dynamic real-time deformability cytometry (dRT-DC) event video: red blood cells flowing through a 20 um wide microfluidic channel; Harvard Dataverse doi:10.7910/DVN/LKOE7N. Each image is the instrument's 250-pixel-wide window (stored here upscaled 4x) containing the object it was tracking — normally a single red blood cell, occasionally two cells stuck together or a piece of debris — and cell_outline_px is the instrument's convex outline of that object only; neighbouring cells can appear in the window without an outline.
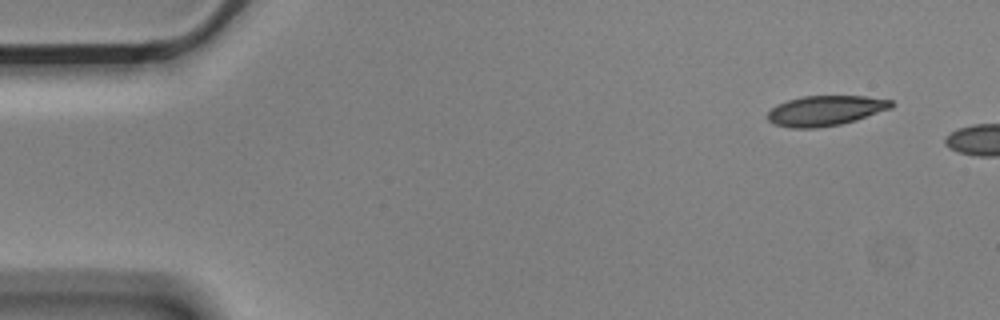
{"species": "Egyptian fruit bat (a non-hibernating species)", "species_latin": "Rousettus aegyptiacus", "temperature_condition": "cold", "stored_images_in_passage": 6, "camera_frame_rate_fps": 3000, "um_per_image_px": 0.085, "animal": {"sex": "male"}, "frame": {"image": 1, "passage_image": 1, "time_ms": 0.0, "image_size_px": [1000, 320], "cell_outline_px": [[892, 108], [856, 120], [840, 124], [816, 128], [792, 128], [776, 124], [768, 120], [768, 112], [776, 104], [788, 100], [804, 96], [864, 96], [892, 100]], "centroid_in_image_um": [70.16, 9.4], "position_along_channel_um": 14.8, "area_um2": 21.56}}
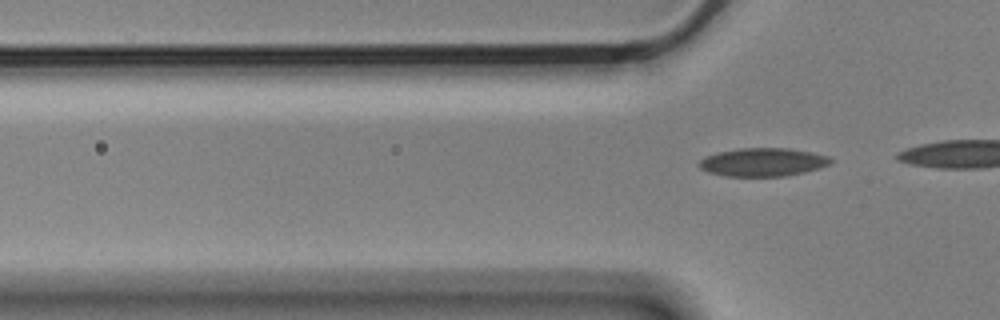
{"frame": {"image": 2, "passage_image": 6, "time_ms": 1.667, "image_size_px": [1000, 320], "cell_outline_px": [[832, 164], [820, 168], [804, 172], [784, 176], [724, 176], [708, 172], [700, 168], [696, 164], [704, 156], [720, 152], [740, 148], [788, 148], [812, 152], [828, 156], [832, 160]], "centroid_in_image_um": [64.84, 13.78], "position_along_channel_um": 61.0, "area_um2": 21.79}}